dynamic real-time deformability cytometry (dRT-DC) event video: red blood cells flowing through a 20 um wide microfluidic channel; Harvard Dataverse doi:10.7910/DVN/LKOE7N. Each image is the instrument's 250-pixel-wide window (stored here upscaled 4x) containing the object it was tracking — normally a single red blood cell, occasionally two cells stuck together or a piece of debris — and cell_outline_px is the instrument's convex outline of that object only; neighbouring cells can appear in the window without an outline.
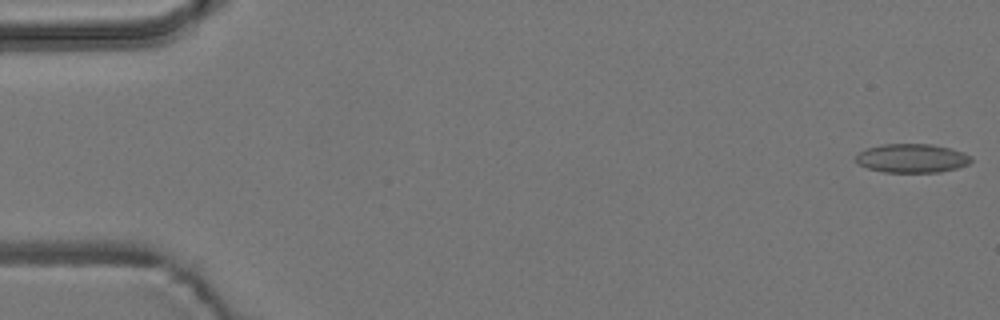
{"species": "common noctule bat (a hibernating species)", "species_latin": "Nyctalus noctula", "temperature_condition": "room temperature", "stored_images_in_passage": 9, "camera_frame_rate_fps": 3000, "um_per_image_px": 0.085, "animal": {"sex": "male", "body_mass_g": 19.2, "forearm_length_mm": 51.8}, "frame": {"image": 1, "passage_image": 1, "time_ms": 0.0, "image_size_px": [1000, 320], "cell_outline_px": [[972, 160], [968, 164], [956, 168], [940, 172], [884, 172], [868, 168], [860, 164], [856, 160], [856, 156], [860, 152], [868, 148], [884, 144], [932, 144], [952, 148], [964, 152], [972, 156]], "centroid_in_image_um": [77.57, 13.44], "position_along_channel_um": 7.4, "area_um2": 19.31}}
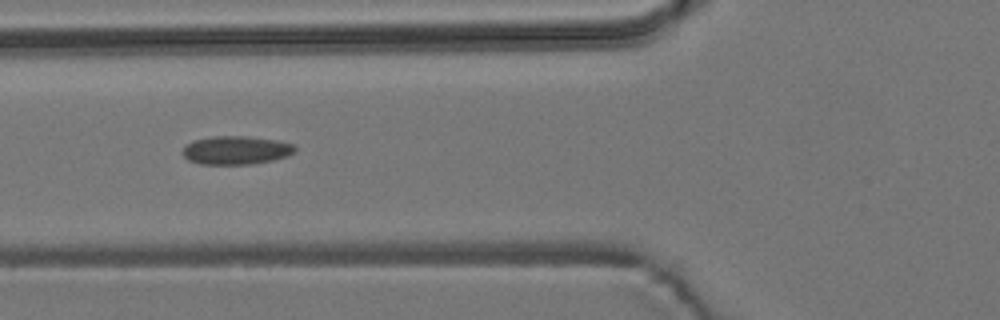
{"frame": {"image": 2, "passage_image": 6, "time_ms": 6.667, "image_size_px": [1000, 320], "cell_outline_px": [[296, 148], [288, 156], [256, 164], [200, 164], [188, 160], [180, 152], [184, 144], [192, 140], [212, 136], [244, 136], [276, 140], [292, 144]], "centroid_in_image_um": [19.99, 12.77], "position_along_channel_um": 105.8, "area_um2": 18.79}}
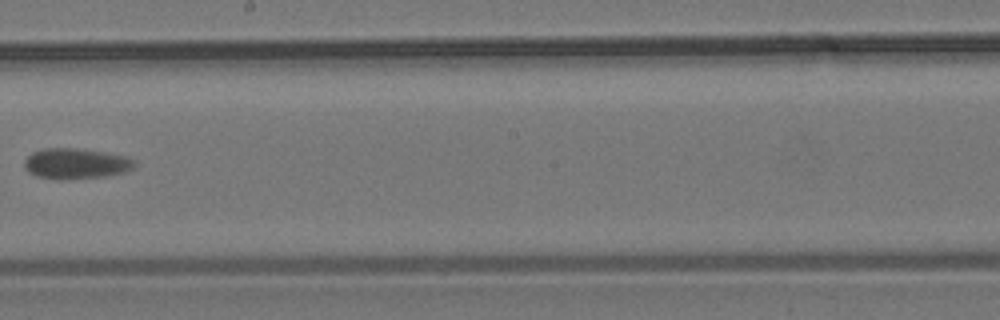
{"frame": {"image": 3, "passage_image": 9, "time_ms": 10.333, "image_size_px": [1000, 320], "cell_outline_px": [[136, 164], [132, 168], [124, 172], [108, 176], [60, 180], [36, 176], [28, 172], [24, 168], [24, 160], [32, 152], [44, 148], [76, 148], [108, 152], [128, 156], [136, 160]], "centroid_in_image_um": [6.46, 13.9], "position_along_channel_um": 241.7, "area_um2": 20.0}}